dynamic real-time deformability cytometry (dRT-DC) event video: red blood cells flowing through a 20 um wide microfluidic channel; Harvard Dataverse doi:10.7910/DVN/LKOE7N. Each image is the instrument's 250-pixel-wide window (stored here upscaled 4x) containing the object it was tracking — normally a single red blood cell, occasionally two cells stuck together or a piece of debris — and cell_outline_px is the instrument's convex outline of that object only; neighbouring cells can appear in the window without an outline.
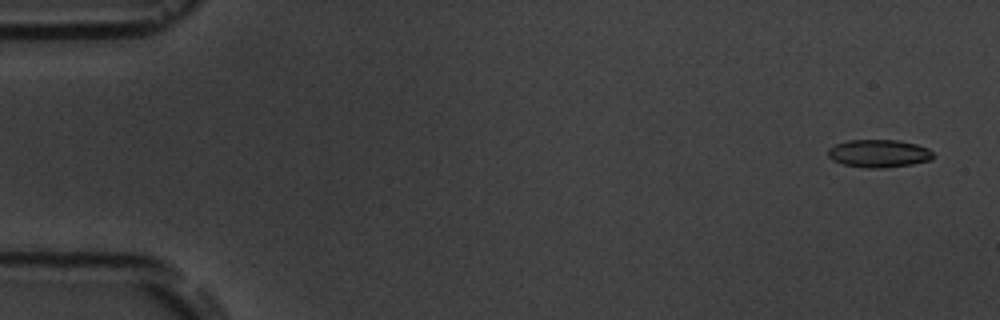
{"species": "common noctule bat (a hibernating species)", "species_latin": "Nyctalus noctula", "temperature_condition": "room temperature", "stored_images_in_passage": 4, "camera_frame_rate_fps": 3000, "um_per_image_px": 0.085, "animal": {"sex": "male", "body_mass_g": 19.5, "forearm_length_mm": 54.6}, "frame": {"image": 1, "passage_image": 1, "time_ms": 0.0, "image_size_px": [1000, 320], "cell_outline_px": [[936, 156], [932, 160], [912, 164], [880, 168], [864, 168], [844, 164], [832, 160], [828, 156], [828, 148], [836, 144], [848, 140], [900, 140], [916, 144], [928, 148]], "centroid_in_image_um": [74.72, 13.04], "position_along_channel_um": 10.3, "area_um2": 17.17}}
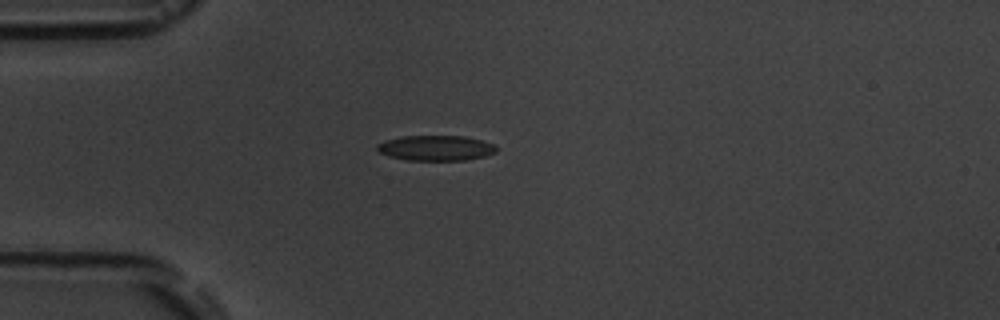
{"frame": {"image": 2, "passage_image": 4, "time_ms": 4.333, "image_size_px": [1000, 320], "cell_outline_px": [[496, 152], [484, 156], [464, 160], [408, 160], [388, 156], [380, 152], [376, 148], [376, 144], [384, 140], [400, 136], [464, 136], [496, 144]], "centroid_in_image_um": [37.02, 12.57], "position_along_channel_um": 48.0, "area_um2": 17.57}}